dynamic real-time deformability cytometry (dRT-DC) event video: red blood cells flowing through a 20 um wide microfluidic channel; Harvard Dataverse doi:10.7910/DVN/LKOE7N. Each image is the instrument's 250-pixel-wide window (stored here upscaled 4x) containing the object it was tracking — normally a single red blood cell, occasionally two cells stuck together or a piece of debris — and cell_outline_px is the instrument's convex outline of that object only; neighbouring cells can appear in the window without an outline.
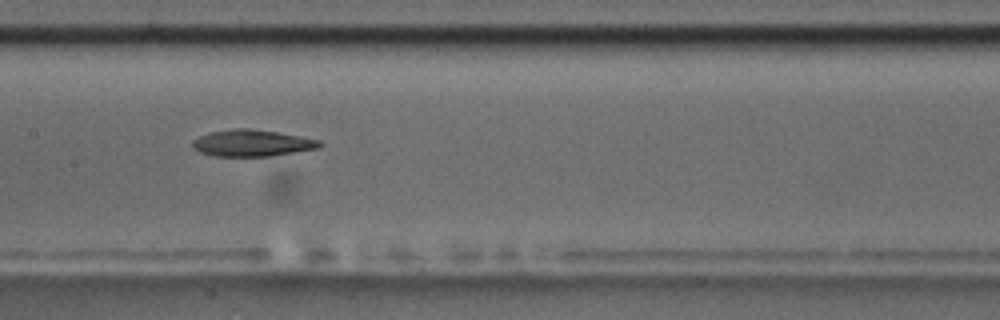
{"species": "common noctule bat (a hibernating species)", "species_latin": "Nyctalus noctula", "temperature_condition": "room temperature", "stored_images_in_passage": 9, "camera_frame_rate_fps": 3000, "um_per_image_px": 0.085, "animal": {"sex": "male", "body_mass_g": 17.5, "forearm_length_mm": 52.3}, "frame": {"image": 1, "passage_image": 9, "time_ms": 2.667, "image_size_px": [1000, 320], "cell_outline_px": [[324, 144], [320, 148], [268, 156], [216, 156], [200, 152], [192, 148], [192, 140], [208, 132], [232, 128], [248, 128], [276, 132], [300, 136], [320, 140]], "centroid_in_image_um": [21.41, 12.15], "position_along_channel_um": 186.0, "area_um2": 19.77}}